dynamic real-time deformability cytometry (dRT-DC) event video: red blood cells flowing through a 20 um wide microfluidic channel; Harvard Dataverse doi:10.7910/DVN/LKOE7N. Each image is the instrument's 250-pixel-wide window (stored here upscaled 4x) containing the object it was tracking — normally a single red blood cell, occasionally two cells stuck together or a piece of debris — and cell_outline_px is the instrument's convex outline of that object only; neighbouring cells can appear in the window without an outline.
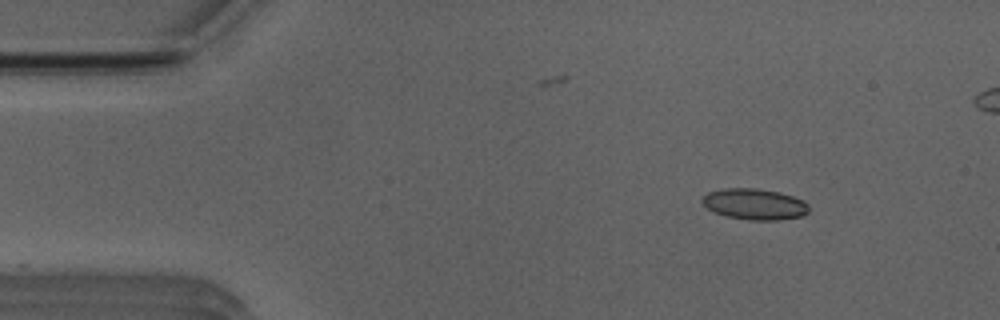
{"species": "Egyptian fruit bat (a non-hibernating species)", "species_latin": "Rousettus aegyptiacus", "temperature_condition": "room temperature", "stored_images_in_passage": 20, "camera_frame_rate_fps": 3000, "um_per_image_px": 0.085, "animal": {"sex": "male"}, "frame": {"image": 1, "passage_image": 6, "time_ms": 1.667, "image_size_px": [1000, 320], "cell_outline_px": [[808, 212], [800, 216], [776, 220], [748, 220], [728, 216], [716, 212], [708, 208], [700, 200], [708, 192], [724, 188], [756, 188], [780, 192], [792, 196], [808, 204]], "centroid_in_image_um": [64.12, 17.34], "position_along_channel_um": 20.9, "area_um2": 19.02}}